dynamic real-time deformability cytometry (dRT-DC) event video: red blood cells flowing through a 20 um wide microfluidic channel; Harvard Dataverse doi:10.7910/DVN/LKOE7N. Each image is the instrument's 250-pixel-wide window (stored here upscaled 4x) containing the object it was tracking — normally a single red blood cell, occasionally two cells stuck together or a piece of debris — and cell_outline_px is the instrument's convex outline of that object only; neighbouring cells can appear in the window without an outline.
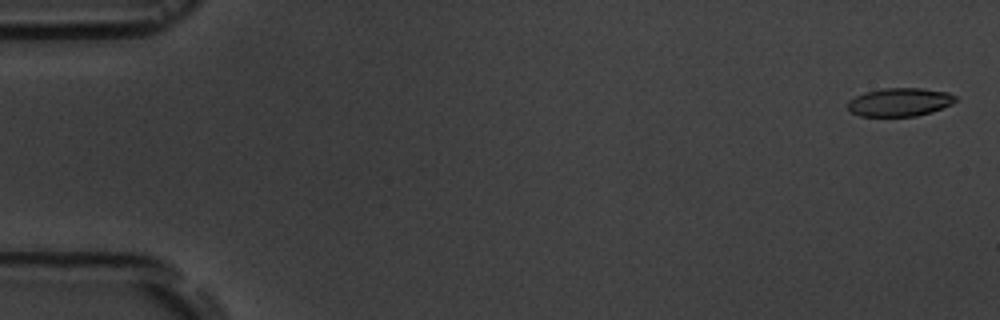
{"species": "common noctule bat (a hibernating species)", "species_latin": "Nyctalus noctula", "temperature_condition": "room temperature", "stored_images_in_passage": 5, "camera_frame_rate_fps": 3000, "um_per_image_px": 0.085, "animal": {"sex": "male", "body_mass_g": 19.5, "forearm_length_mm": 54.6}, "frame": {"image": 1, "passage_image": 1, "time_ms": 0.0, "image_size_px": [1000, 320], "cell_outline_px": [[956, 100], [952, 104], [932, 112], [916, 116], [860, 116], [852, 112], [848, 108], [848, 100], [864, 92], [884, 88], [920, 88], [948, 92], [956, 96]], "centroid_in_image_um": [76.48, 8.68], "position_along_channel_um": 8.5, "area_um2": 17.8}}
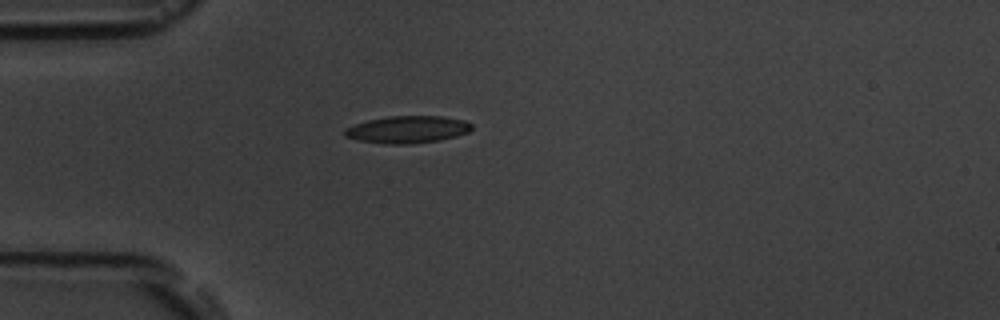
{"frame": {"image": 2, "passage_image": 5, "time_ms": 4.667, "image_size_px": [1000, 320], "cell_outline_px": [[472, 128], [468, 132], [456, 136], [440, 140], [408, 144], [384, 144], [360, 140], [344, 136], [344, 128], [368, 120], [388, 116], [440, 116], [464, 120], [472, 124]], "centroid_in_image_um": [34.64, 11.0], "position_along_channel_um": 50.4, "area_um2": 20.06}}